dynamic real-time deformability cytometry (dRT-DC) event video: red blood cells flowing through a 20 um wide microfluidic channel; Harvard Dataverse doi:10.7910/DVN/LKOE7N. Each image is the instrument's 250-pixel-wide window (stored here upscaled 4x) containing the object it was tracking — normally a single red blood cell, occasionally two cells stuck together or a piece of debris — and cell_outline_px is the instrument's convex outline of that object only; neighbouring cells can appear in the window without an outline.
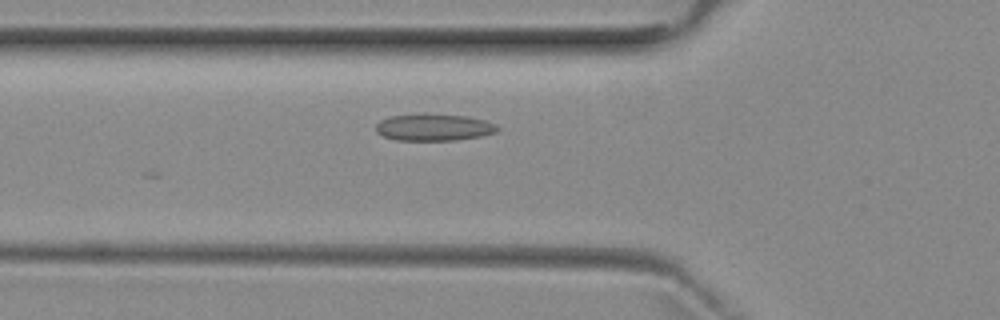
{"species": "common noctule bat (a hibernating species)", "species_latin": "Nyctalus noctula", "temperature_condition": "room temperature", "stored_images_in_passage": 3, "camera_frame_rate_fps": 3000, "um_per_image_px": 0.085, "animal": {"sex": "female", "body_mass_g": 29.2, "forearm_length_mm": 56.3}, "frame": {"image": 1, "passage_image": 3, "time_ms": 2.333, "image_size_px": [1000, 320], "cell_outline_px": [[500, 128], [496, 132], [480, 136], [456, 140], [396, 140], [384, 136], [376, 132], [376, 124], [380, 120], [392, 116], [424, 112], [468, 116], [484, 120], [496, 124]], "centroid_in_image_um": [36.87, 10.8], "position_along_channel_um": 88.9, "area_um2": 19.36}}